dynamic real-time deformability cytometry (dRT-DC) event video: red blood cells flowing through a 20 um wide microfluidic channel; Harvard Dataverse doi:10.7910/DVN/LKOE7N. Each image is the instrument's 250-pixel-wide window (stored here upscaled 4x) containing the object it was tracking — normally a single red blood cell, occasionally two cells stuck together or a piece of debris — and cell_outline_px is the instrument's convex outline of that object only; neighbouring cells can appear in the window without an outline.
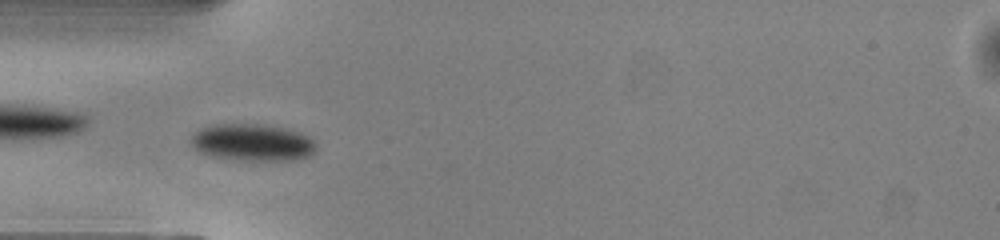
{"species": "common noctule bat (a hibernating species)", "species_latin": "Nyctalus noctula", "temperature_condition": "warm", "stored_images_in_passage": 36, "camera_frame_rate_fps": 3000, "um_per_image_px": 0.085, "animal": {"sex": "male", "body_mass_g": 13.0, "forearm_length_mm": 53.1}, "frame": {"image": 1, "passage_image": 1, "time_ms": 0.0, "image_size_px": [1000, 240], "cell_outline_px": [[316, 148], [308, 156], [296, 160], [232, 160], [212, 156], [200, 152], [192, 148], [188, 140], [200, 128], [212, 124], [264, 124], [288, 128], [312, 136], [316, 144]], "centroid_in_image_um": [21.45, 12.1], "position_along_channel_um": 63.5, "area_um2": 27.57}}
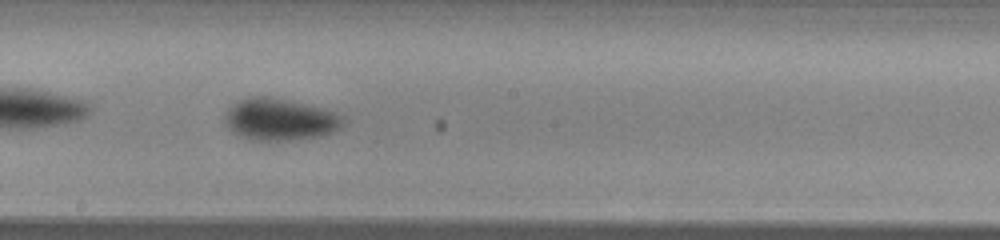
{"frame": {"image": 2, "passage_image": 13, "time_ms": 4.0, "image_size_px": [1000, 240], "cell_outline_px": [[344, 124], [340, 128], [332, 132], [320, 136], [288, 140], [252, 140], [240, 136], [228, 128], [224, 120], [224, 116], [228, 108], [240, 100], [248, 96], [268, 96], [304, 104], [320, 108], [344, 116]], "centroid_in_image_um": [23.76, 10.15], "position_along_channel_um": 224.4, "area_um2": 28.61}}
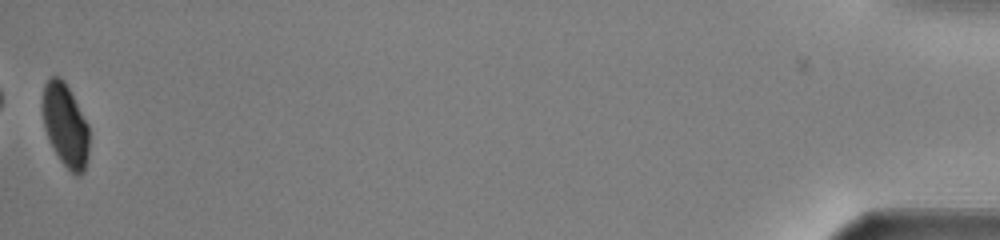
{"frame": {"image": 3, "passage_image": 36, "time_ms": 11.667, "image_size_px": [1000, 240], "cell_outline_px": [[88, 156], [84, 172], [80, 176], [76, 176], [60, 160], [44, 128], [40, 104], [44, 84], [52, 76], [60, 76], [64, 80], [88, 124]], "centroid_in_image_um": [5.53, 10.61], "position_along_channel_um": 429.7, "area_um2": 22.6}, "authors_computed_cell_mechanics": {"area_um2": 26.9637, "velocity_mm_per_s": 4.0457, "shape_relaxation_time_tau1_ms": 2.3703, "shape_relaxation_time_tau2_ms": null, "deformation_change_tau1": 0.0855, "deformation_change_tau2": null}}